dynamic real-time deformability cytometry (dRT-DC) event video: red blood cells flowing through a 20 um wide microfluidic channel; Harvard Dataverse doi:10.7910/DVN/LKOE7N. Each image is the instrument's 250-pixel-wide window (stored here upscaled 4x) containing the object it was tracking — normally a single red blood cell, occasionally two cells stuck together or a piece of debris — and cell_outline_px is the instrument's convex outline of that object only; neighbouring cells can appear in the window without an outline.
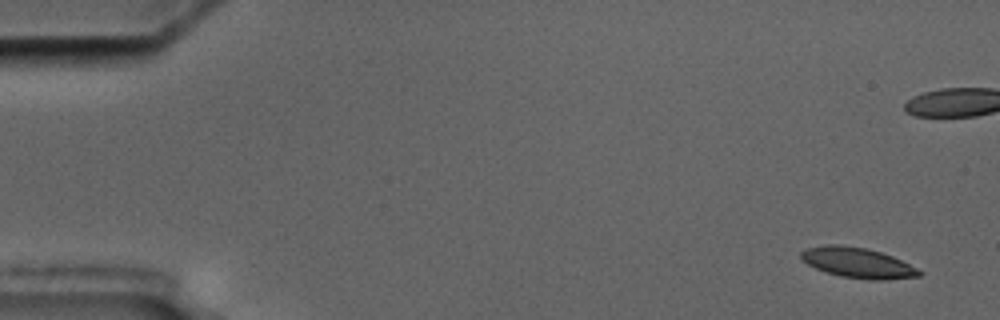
{"species": "common noctule bat (a hibernating species)", "species_latin": "Nyctalus noctula", "temperature_condition": "cold", "stored_images_in_passage": 12, "camera_frame_rate_fps": 3000, "um_per_image_px": 0.085, "animal": {"sex": "male", "body_mass_g": 17.5, "forearm_length_mm": 52.3}, "frame": {"image": 1, "passage_image": 1, "time_ms": 0.0, "image_size_px": [1000, 320], "cell_outline_px": [[924, 272], [920, 276], [884, 280], [868, 280], [840, 276], [816, 268], [800, 260], [800, 252], [804, 248], [824, 244], [836, 244], [864, 248], [880, 252], [892, 256]], "centroid_in_image_um": [72.86, 22.33], "position_along_channel_um": 12.1, "area_um2": 20.87}}